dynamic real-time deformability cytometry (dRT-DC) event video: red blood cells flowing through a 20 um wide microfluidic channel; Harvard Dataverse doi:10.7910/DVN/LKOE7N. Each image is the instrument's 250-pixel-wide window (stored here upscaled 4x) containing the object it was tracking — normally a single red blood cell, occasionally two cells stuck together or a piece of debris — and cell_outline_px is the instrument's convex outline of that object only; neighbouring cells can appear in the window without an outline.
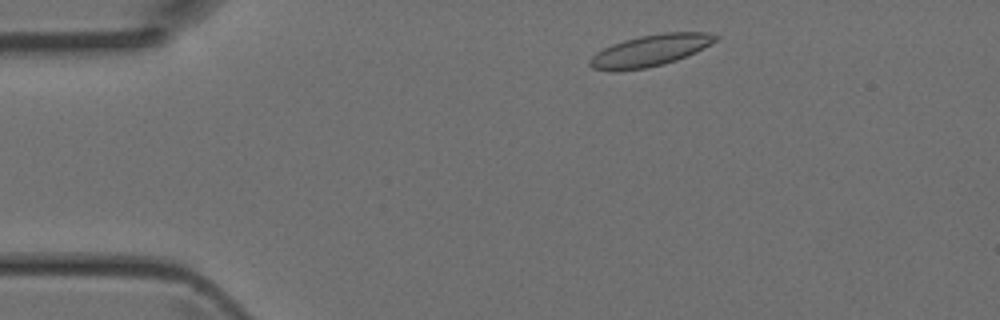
{"species": "Egyptian fruit bat (a non-hibernating species)", "species_latin": "Rousettus aegyptiacus", "temperature_condition": "room temperature", "stored_images_in_passage": 3, "camera_frame_rate_fps": 3000, "um_per_image_px": 0.085, "animal": {"sex": "female"}, "frame": {"image": 1, "passage_image": 1, "time_ms": 0.0, "image_size_px": [1000, 320], "cell_outline_px": [[720, 36], [716, 40], [696, 52], [676, 60], [664, 64], [644, 68], [612, 72], [592, 68], [588, 64], [588, 60], [596, 52], [612, 44], [624, 40], [640, 36], [664, 32], [708, 32]], "centroid_in_image_um": [55.23, 4.3], "position_along_channel_um": 29.8, "area_um2": 23.12}}
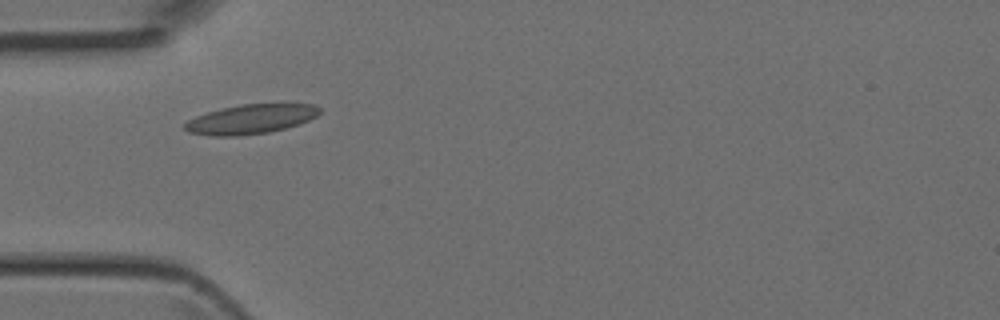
{"frame": {"image": 2, "passage_image": 2, "time_ms": 0.333, "image_size_px": [1000, 320], "cell_outline_px": [[320, 112], [316, 116], [300, 124], [268, 132], [236, 136], [212, 136], [188, 132], [184, 128], [184, 124], [188, 120], [196, 116], [220, 108], [240, 104], [280, 100], [312, 104], [320, 108]], "centroid_in_image_um": [21.39, 10.06], "position_along_channel_um": 63.6, "area_um2": 24.04}}
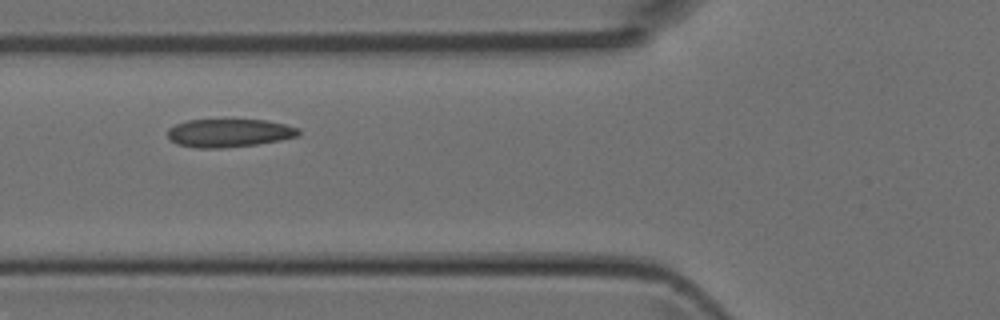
{"frame": {"image": 3, "passage_image": 3, "time_ms": 0.667, "image_size_px": [1000, 320], "cell_outline_px": [[300, 136], [280, 140], [256, 144], [220, 148], [196, 148], [176, 144], [168, 136], [168, 128], [176, 124], [188, 120], [268, 120], [300, 128]], "centroid_in_image_um": [19.49, 11.3], "position_along_channel_um": 106.3, "area_um2": 21.5}}